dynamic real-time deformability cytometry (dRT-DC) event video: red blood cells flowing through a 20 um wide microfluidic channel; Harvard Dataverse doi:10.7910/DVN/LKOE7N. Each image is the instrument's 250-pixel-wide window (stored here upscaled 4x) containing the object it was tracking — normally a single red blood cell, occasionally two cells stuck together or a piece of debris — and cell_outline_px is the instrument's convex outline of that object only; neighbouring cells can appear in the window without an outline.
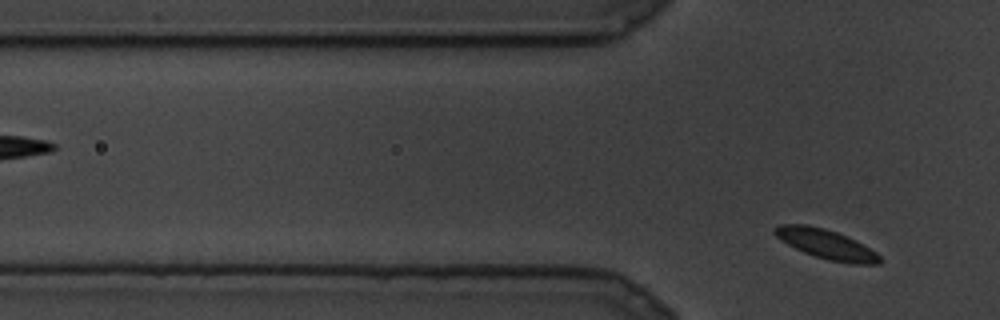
{"species": "common noctule bat (a hibernating species)", "species_latin": "Nyctalus noctula", "temperature_condition": "cold", "stored_images_in_passage": 8, "segment_of_instrument_passage": [2, 2], "camera_frame_rate_fps": 3000, "um_per_image_px": 0.085, "animal": {"sex": "male", "body_mass_g": 19.5, "forearm_length_mm": 54.6}, "frame": {"image": 1, "passage_image": 8, "time_ms": 2.333, "image_size_px": [1000, 320], "cell_outline_px": [[884, 260], [880, 264], [852, 264], [828, 260], [804, 252], [788, 244], [776, 236], [772, 232], [772, 228], [780, 224], [808, 224], [824, 228], [836, 232], [856, 240], [876, 252]], "centroid_in_image_um": [70.24, 20.75], "position_along_channel_um": 55.6, "area_um2": 18.15}}